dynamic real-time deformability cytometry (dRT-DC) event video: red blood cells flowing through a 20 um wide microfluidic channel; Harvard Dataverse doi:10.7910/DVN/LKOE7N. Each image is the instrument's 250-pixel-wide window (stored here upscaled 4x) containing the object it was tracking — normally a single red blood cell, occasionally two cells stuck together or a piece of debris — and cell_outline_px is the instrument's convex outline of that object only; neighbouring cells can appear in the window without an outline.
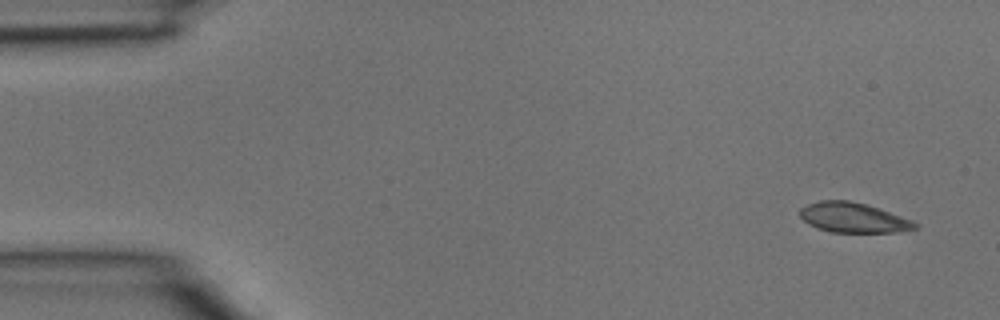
{"species": "common noctule bat (a hibernating species)", "species_latin": "Nyctalus noctula", "temperature_condition": "room temperature", "stored_images_in_passage": 4, "camera_frame_rate_fps": 3000, "um_per_image_px": 0.085, "animal": {"sex": "male", "body_mass_g": 15.6}, "frame": {"image": 1, "passage_image": 1, "time_ms": 0.0, "image_size_px": [1000, 320], "cell_outline_px": [[920, 224], [916, 228], [896, 232], [832, 232], [816, 228], [808, 224], [800, 216], [800, 208], [808, 204], [820, 200], [848, 200], [864, 204], [912, 220]], "centroid_in_image_um": [72.49, 18.5], "position_along_channel_um": 12.5, "area_um2": 19.83}}
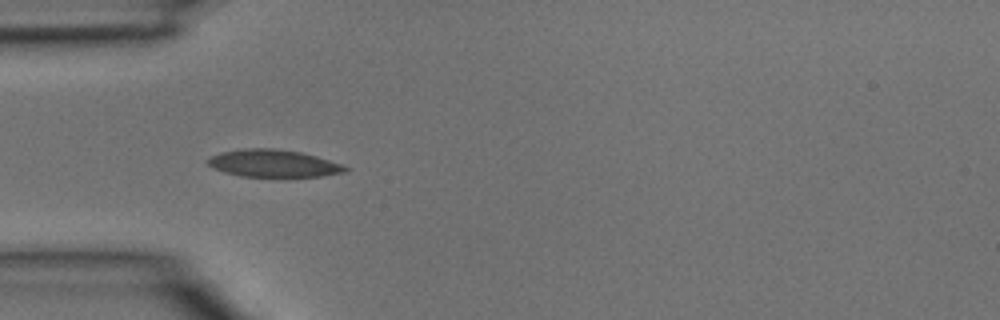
{"frame": {"image": 2, "passage_image": 4, "time_ms": 1.0, "image_size_px": [1000, 320], "cell_outline_px": [[348, 168], [344, 172], [320, 176], [240, 176], [224, 172], [212, 168], [204, 160], [220, 152], [244, 148], [272, 148], [300, 152], [316, 156], [340, 164]], "centroid_in_image_um": [23.16, 13.88], "position_along_channel_um": 61.8, "area_um2": 21.68}}